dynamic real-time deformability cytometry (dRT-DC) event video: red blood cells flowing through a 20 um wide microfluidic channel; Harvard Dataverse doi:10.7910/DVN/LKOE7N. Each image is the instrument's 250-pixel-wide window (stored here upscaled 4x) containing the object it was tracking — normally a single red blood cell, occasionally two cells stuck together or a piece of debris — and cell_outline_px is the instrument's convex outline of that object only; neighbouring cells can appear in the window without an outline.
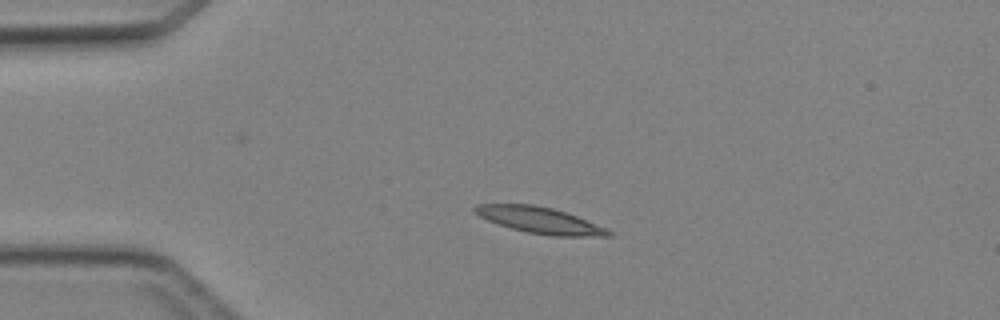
{"species": "Egyptian fruit bat (a non-hibernating species)", "species_latin": "Rousettus aegyptiacus", "temperature_condition": "cold", "stored_images_in_passage": 2, "camera_frame_rate_fps": 3000, "um_per_image_px": 0.085, "animal": {"sex": "female"}, "frame": {"image": 1, "passage_image": 1, "time_ms": 0.0, "image_size_px": [1000, 320], "cell_outline_px": [[612, 236], [552, 236], [528, 232], [512, 228], [488, 220], [480, 216], [472, 208], [476, 204], [532, 204], [552, 208], [576, 216], [608, 228], [612, 232]], "centroid_in_image_um": [45.92, 18.72], "position_along_channel_um": 39.1, "area_um2": 20.17}}